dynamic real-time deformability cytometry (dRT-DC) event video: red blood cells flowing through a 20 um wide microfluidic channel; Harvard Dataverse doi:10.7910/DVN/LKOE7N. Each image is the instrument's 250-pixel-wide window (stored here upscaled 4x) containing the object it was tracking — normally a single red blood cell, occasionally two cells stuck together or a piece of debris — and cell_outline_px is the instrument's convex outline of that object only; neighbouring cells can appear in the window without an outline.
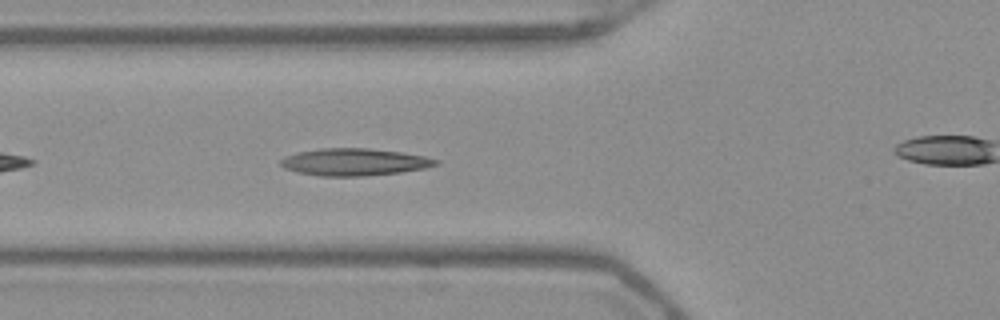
{"species": "Egyptian fruit bat (a non-hibernating species)", "species_latin": "Rousettus aegyptiacus", "temperature_condition": "warm", "stored_images_in_passage": 35, "camera_frame_rate_fps": 3000, "um_per_image_px": 0.085, "frame": {"image": 1, "passage_image": 5, "time_ms": 1.333, "image_size_px": [1000, 320], "cell_outline_px": [[440, 164], [424, 168], [400, 172], [360, 176], [320, 176], [296, 172], [284, 168], [280, 164], [280, 160], [284, 156], [296, 152], [320, 148], [368, 148], [400, 152], [424, 156], [440, 160]], "centroid_in_image_um": [30.08, 13.76], "position_along_channel_um": 95.7, "area_um2": 24.62}}
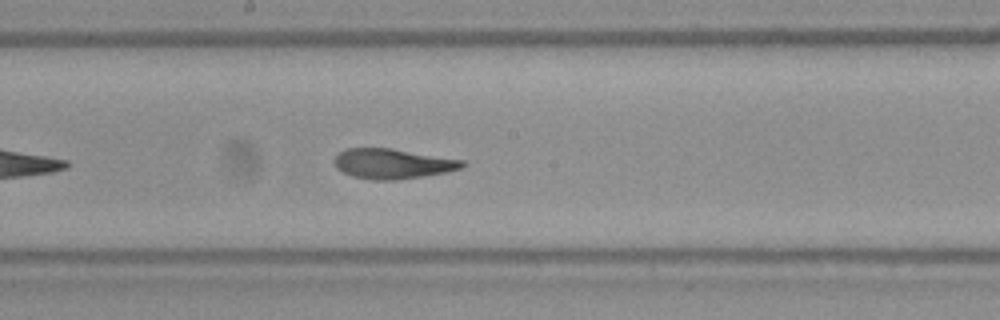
{"frame": {"image": 2, "passage_image": 14, "time_ms": 4.333, "image_size_px": [1000, 320], "cell_outline_px": [[468, 164], [460, 168], [448, 172], [424, 176], [396, 180], [372, 180], [352, 176], [336, 168], [332, 160], [344, 148], [392, 148], [464, 160]], "centroid_in_image_um": [33.37, 13.91], "position_along_channel_um": 214.8, "area_um2": 22.6}}
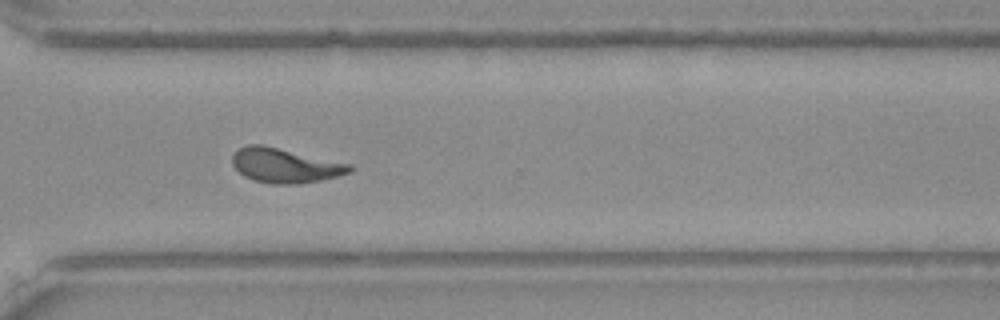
{"frame": {"image": 3, "passage_image": 24, "time_ms": 7.667, "image_size_px": [1000, 320], "cell_outline_px": [[352, 172], [340, 176], [320, 180], [296, 184], [272, 184], [252, 180], [244, 176], [232, 164], [232, 156], [240, 148], [248, 144], [260, 144], [352, 164]], "centroid_in_image_um": [24.24, 14.08], "position_along_channel_um": 346.4, "area_um2": 23.52}, "authors_computed_cell_mechanics": {"area_um2": 22.7154, "velocity_mm_per_s": 3.9505, "shape_relaxation_time_tau1_ms": null, "shape_relaxation_time_tau2_ms": 2.0944, "deformation_change_tau1": null, "deformation_change_tau2": 0.0966}}